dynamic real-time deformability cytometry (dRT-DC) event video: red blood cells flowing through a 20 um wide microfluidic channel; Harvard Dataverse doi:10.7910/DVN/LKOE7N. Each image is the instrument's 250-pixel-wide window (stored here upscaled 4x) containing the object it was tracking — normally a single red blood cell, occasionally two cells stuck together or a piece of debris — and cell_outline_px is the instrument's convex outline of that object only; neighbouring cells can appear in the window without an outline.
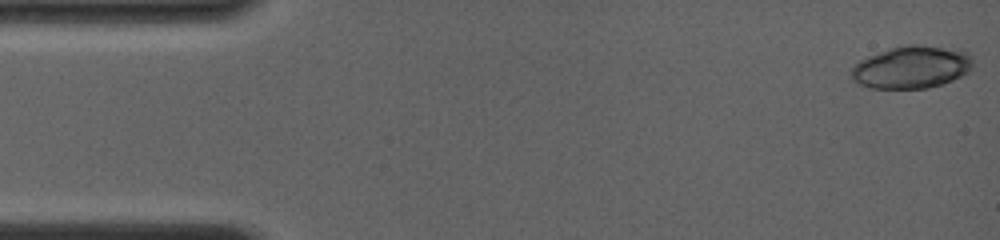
{"species": "common noctule bat (a hibernating species)", "species_latin": "Nyctalus noctula", "temperature_condition": "room temperature", "stored_images_in_passage": 8, "camera_frame_rate_fps": 4000, "um_per_image_px": 0.085, "animal": {"sex": "female", "body_mass_g": 19.0, "forearm_length_mm": 56.7}, "frame": {"image": 1, "passage_image": 1, "time_ms": 0.0, "image_size_px": [1000, 240], "cell_outline_px": [[968, 68], [960, 76], [952, 80], [928, 88], [872, 88], [860, 84], [848, 72], [860, 60], [868, 56], [888, 48], [908, 44], [920, 44], [940, 48], [956, 52], [968, 56]], "centroid_in_image_um": [77.32, 5.72], "position_along_channel_um": 7.7, "area_um2": 28.9}}
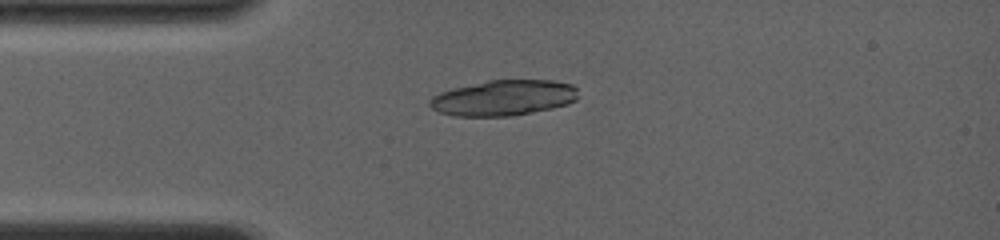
{"frame": {"image": 2, "passage_image": 7, "time_ms": 3.5, "image_size_px": [1000, 240], "cell_outline_px": [[576, 100], [568, 104], [552, 108], [512, 116], [452, 116], [440, 112], [432, 108], [428, 104], [428, 100], [432, 96], [440, 92], [452, 88], [488, 80], [552, 80], [572, 84], [576, 88]], "centroid_in_image_um": [42.77, 8.32], "position_along_channel_um": 42.2, "area_um2": 30.87}}